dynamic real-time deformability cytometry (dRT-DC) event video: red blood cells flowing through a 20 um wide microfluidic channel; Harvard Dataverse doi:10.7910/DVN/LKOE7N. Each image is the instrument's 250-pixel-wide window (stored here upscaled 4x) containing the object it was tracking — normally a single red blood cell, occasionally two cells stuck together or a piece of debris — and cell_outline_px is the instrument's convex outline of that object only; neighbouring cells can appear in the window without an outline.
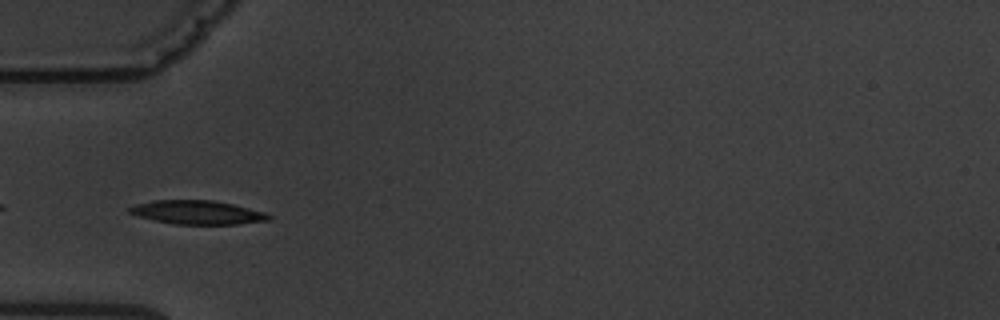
{"species": "common noctule bat (a hibernating species)", "species_latin": "Nyctalus noctula", "temperature_condition": "warm", "stored_images_in_passage": 7, "camera_frame_rate_fps": 3000, "um_per_image_px": 0.085, "animal": {"sex": "male", "body_mass_g": 19.5, "forearm_length_mm": 54.6}, "frame": {"image": 1, "passage_image": 5, "time_ms": 5.0, "image_size_px": [1000, 320], "cell_outline_px": [[272, 216], [268, 220], [240, 224], [176, 224], [156, 220], [140, 216], [128, 212], [128, 208], [136, 204], [152, 200], [212, 200], [232, 204], [264, 212]], "centroid_in_image_um": [16.78, 18.05], "position_along_channel_um": 68.2, "area_um2": 19.02}}
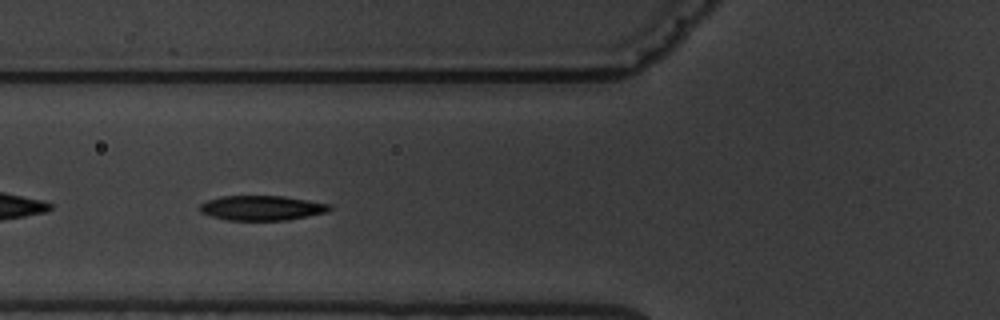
{"frame": {"image": 2, "passage_image": 6, "time_ms": 6.0, "image_size_px": [1000, 320], "cell_outline_px": [[332, 208], [328, 212], [284, 220], [228, 220], [212, 216], [200, 212], [200, 204], [208, 200], [220, 196], [284, 196], [332, 204]], "centroid_in_image_um": [22.27, 17.67], "position_along_channel_um": 103.5, "area_um2": 18.67}}
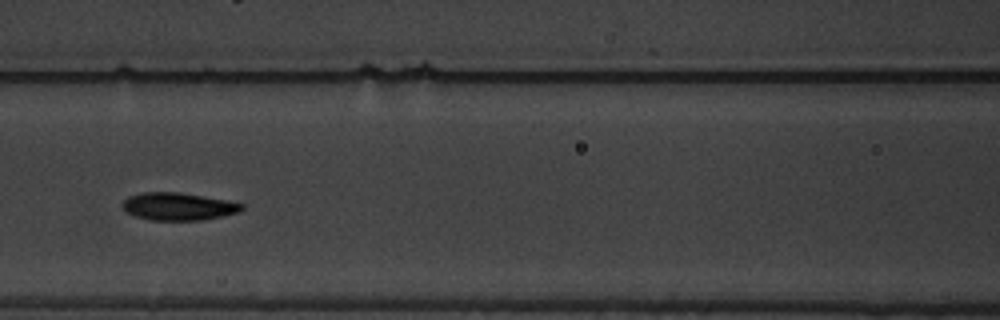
{"frame": {"image": 3, "passage_image": 7, "time_ms": 7.333, "image_size_px": [1000, 320], "cell_outline_px": [[244, 208], [240, 212], [204, 220], [148, 220], [132, 216], [124, 212], [124, 200], [128, 196], [144, 192], [180, 192], [228, 200], [244, 204]], "centroid_in_image_um": [15.16, 17.55], "position_along_channel_um": 151.4, "area_um2": 19.42}}